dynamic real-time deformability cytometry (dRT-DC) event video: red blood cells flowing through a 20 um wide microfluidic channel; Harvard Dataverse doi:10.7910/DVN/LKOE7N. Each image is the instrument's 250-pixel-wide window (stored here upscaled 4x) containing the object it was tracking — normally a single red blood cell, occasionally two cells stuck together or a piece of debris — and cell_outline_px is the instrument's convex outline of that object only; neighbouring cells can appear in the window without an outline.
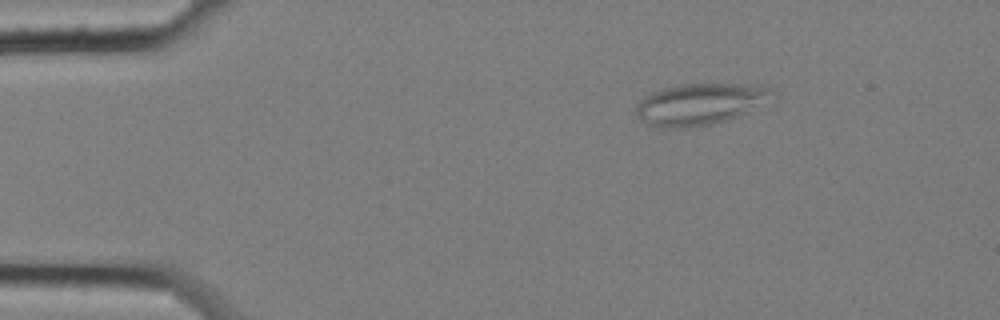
{"species": "common noctule bat (a hibernating species)", "species_latin": "Nyctalus noctula", "temperature_condition": "cold", "stored_images_in_passage": 21, "camera_frame_rate_fps": 3000, "um_per_image_px": 0.085, "animal": {"sex": "female", "body_mass_g": 25.1}, "frame": {"image": 1, "passage_image": 1, "time_ms": 0.0, "image_size_px": [1000, 320], "cell_outline_px": [[780, 96], [748, 112], [724, 120], [708, 124], [680, 128], [672, 128], [648, 124], [640, 120], [636, 116], [636, 108], [640, 100], [644, 96], [652, 92], [664, 88], [680, 84], [764, 84], [772, 88]], "centroid_in_image_um": [59.6, 8.81], "position_along_channel_um": 25.4, "area_um2": 33.18}}
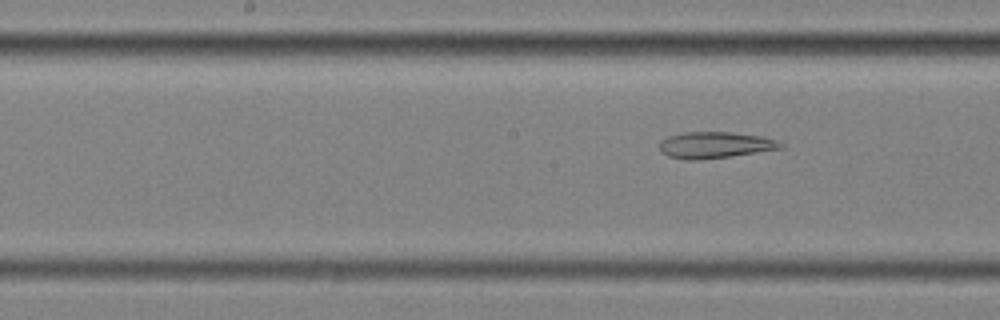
{"frame": {"image": 2, "passage_image": 21, "time_ms": 6.667, "image_size_px": [1000, 320], "cell_outline_px": [[784, 148], [728, 156], [696, 160], [688, 160], [668, 156], [660, 152], [660, 140], [668, 136], [684, 132], [732, 132], [760, 136], [776, 140], [784, 144]], "centroid_in_image_um": [60.75, 12.32], "position_along_channel_um": 187.5, "area_um2": 18.5}}